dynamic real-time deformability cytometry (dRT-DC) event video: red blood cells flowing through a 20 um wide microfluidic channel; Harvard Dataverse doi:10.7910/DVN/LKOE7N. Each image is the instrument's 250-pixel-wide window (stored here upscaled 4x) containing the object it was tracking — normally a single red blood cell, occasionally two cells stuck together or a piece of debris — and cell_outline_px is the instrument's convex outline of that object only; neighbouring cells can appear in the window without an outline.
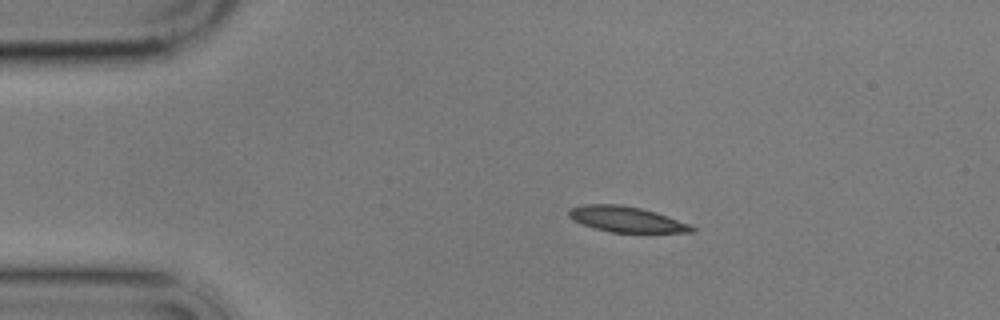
{"species": "common noctule bat (a hibernating species)", "species_latin": "Nyctalus noctula", "temperature_condition": "cold", "stored_images_in_passage": 8, "camera_frame_rate_fps": 3000, "um_per_image_px": 0.085, "animal": {"sex": "male", "body_mass_g": 17.9}, "frame": {"image": 1, "passage_image": 1, "time_ms": 0.0, "image_size_px": [1000, 320], "cell_outline_px": [[696, 232], [612, 232], [596, 228], [572, 220], [568, 216], [568, 212], [572, 208], [584, 204], [620, 204], [640, 208], [656, 212], [692, 224], [696, 228]], "centroid_in_image_um": [53.29, 18.63], "position_along_channel_um": 31.7, "area_um2": 18.26}}
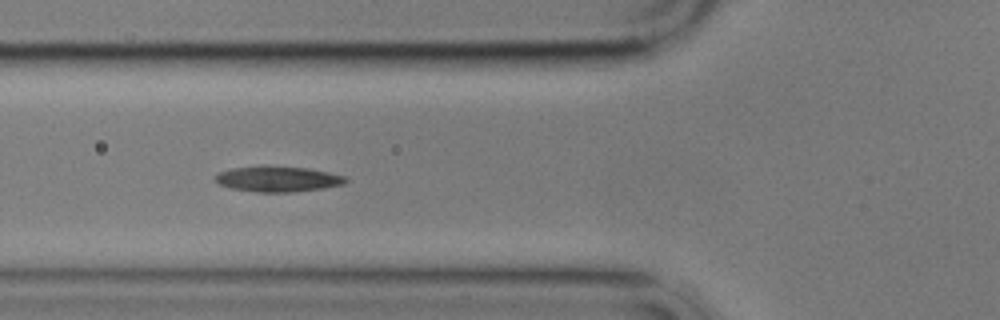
{"frame": {"image": 2, "passage_image": 4, "time_ms": 3.333, "image_size_px": [1000, 320], "cell_outline_px": [[348, 180], [344, 184], [324, 188], [292, 192], [256, 192], [228, 188], [212, 180], [220, 172], [232, 168], [260, 164], [268, 164], [308, 168], [348, 176]], "centroid_in_image_um": [23.6, 15.19], "position_along_channel_um": 102.2, "area_um2": 20.06}}
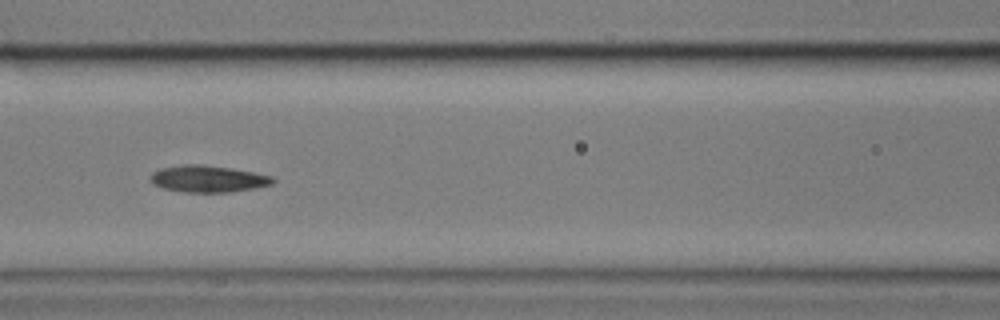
{"frame": {"image": 3, "passage_image": 5, "time_ms": 4.667, "image_size_px": [1000, 320], "cell_outline_px": [[276, 180], [272, 184], [256, 188], [232, 192], [184, 192], [164, 188], [152, 184], [152, 172], [160, 168], [184, 164], [200, 164], [232, 168], [272, 176]], "centroid_in_image_um": [17.7, 15.2], "position_along_channel_um": 148.9, "area_um2": 19.07}}